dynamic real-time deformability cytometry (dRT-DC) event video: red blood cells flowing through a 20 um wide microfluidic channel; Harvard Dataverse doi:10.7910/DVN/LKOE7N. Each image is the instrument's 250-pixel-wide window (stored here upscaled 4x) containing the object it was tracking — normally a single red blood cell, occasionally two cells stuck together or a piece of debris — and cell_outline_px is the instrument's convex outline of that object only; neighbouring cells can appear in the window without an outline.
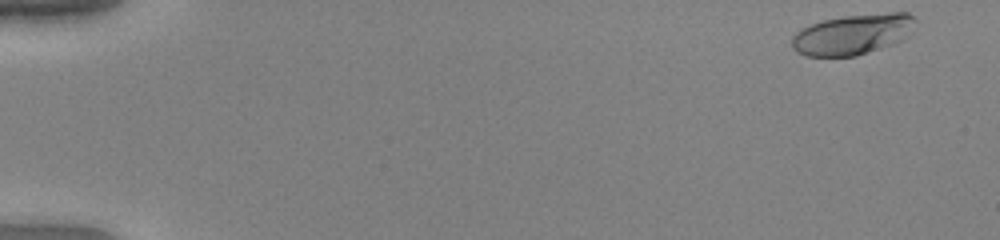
{"species": "human", "species_latin": "Homo sapiens", "temperature_condition": "warm", "stored_images_in_passage": 51, "camera_frame_rate_fps": 3000, "um_per_image_px": 0.085, "donor": {"sex": "female"}, "frame": {"image": 1, "passage_image": 1, "time_ms": 0.0, "image_size_px": [1000, 240], "cell_outline_px": [[916, 20], [912, 32], [904, 40], [856, 56], [804, 56], [796, 52], [792, 48], [792, 36], [796, 32], [812, 24], [824, 20], [844, 16], [888, 12], [908, 12]], "centroid_in_image_um": [72.51, 2.92], "position_along_channel_um": 12.5, "area_um2": 29.25}}
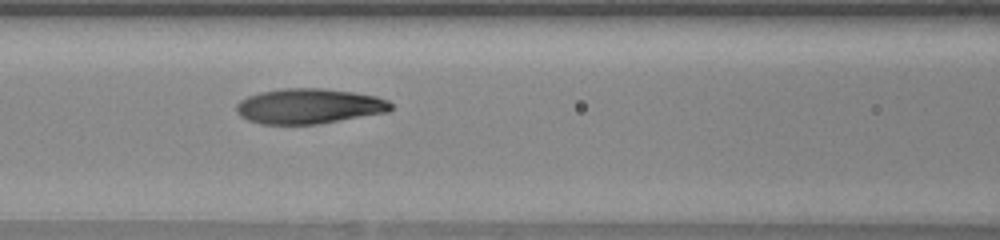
{"frame": {"image": 2, "passage_image": 23, "time_ms": 7.333, "image_size_px": [1000, 240], "cell_outline_px": [[392, 108], [388, 112], [316, 124], [260, 124], [248, 120], [240, 116], [236, 112], [236, 104], [240, 100], [248, 96], [260, 92], [284, 88], [320, 88], [352, 92], [376, 96], [388, 100], [392, 104]], "centroid_in_image_um": [26.24, 9.02], "position_along_channel_um": 140.4, "area_um2": 31.62}}
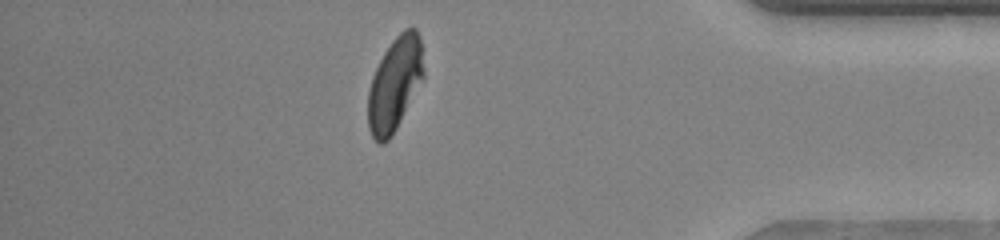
{"frame": {"image": 3, "passage_image": 45, "time_ms": 14.667, "image_size_px": [1000, 240], "cell_outline_px": [[424, 76], [392, 136], [384, 144], [380, 144], [372, 136], [368, 128], [368, 92], [372, 76], [384, 52], [392, 40], [404, 28], [416, 28], [420, 36], [424, 72]], "centroid_in_image_um": [33.55, 7.13], "position_along_channel_um": 401.7, "area_um2": 30.17}, "authors_computed_cell_mechanics": {"area_um2": 30.9808, "velocity_mm_per_s": 3.9697, "shape_relaxation_time_tau1_ms": 3.8354, "shape_relaxation_time_tau2_ms": 0.8225, "deformation_change_tau1": 0.2045, "deformation_change_tau2": 0.056}}